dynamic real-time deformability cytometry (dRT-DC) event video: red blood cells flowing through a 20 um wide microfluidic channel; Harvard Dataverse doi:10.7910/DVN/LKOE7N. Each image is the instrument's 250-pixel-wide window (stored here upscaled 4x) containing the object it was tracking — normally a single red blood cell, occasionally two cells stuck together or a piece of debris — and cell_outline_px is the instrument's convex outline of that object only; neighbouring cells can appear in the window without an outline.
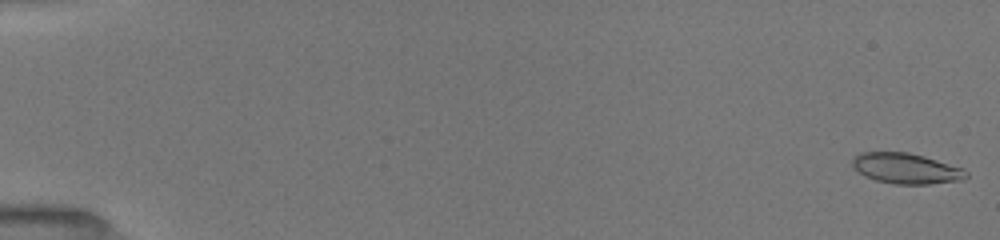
{"species": "common noctule bat (a hibernating species)", "species_latin": "Nyctalus noctula", "temperature_condition": "room temperature", "stored_images_in_passage": 15, "camera_frame_rate_fps": 3000, "um_per_image_px": 0.085, "animal": {"sex": "female", "body_mass_g": 19.5, "forearm_length_mm": 54.1}, "frame": {"image": 1, "passage_image": 1, "time_ms": 0.0, "image_size_px": [1000, 240], "cell_outline_px": [[968, 176], [964, 180], [928, 184], [896, 184], [876, 180], [864, 176], [856, 172], [852, 168], [852, 160], [860, 152], [908, 152], [924, 156], [964, 168], [968, 172]], "centroid_in_image_um": [77.02, 14.32], "position_along_channel_um": 8.0, "area_um2": 20.46}}
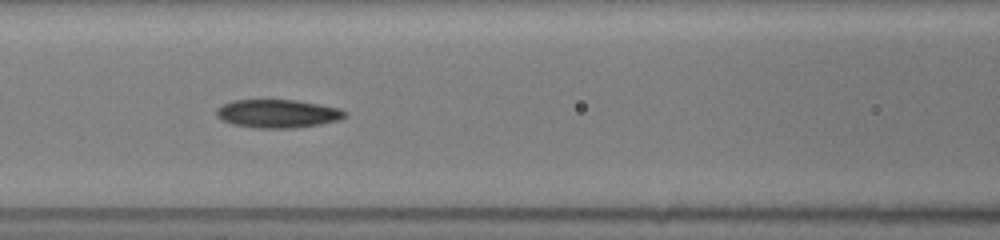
{"frame": {"image": 2, "passage_image": 9, "time_ms": 7.667, "image_size_px": [1000, 240], "cell_outline_px": [[348, 116], [340, 120], [320, 124], [292, 128], [256, 128], [232, 124], [220, 120], [216, 116], [216, 108], [232, 100], [296, 100], [320, 104], [340, 108], [348, 112]], "centroid_in_image_um": [23.62, 9.66], "position_along_channel_um": 143.0, "area_um2": 21.44}}
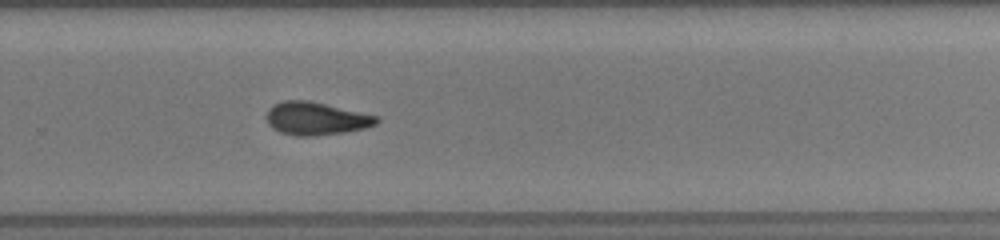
{"frame": {"image": 3, "passage_image": 15, "time_ms": 11.667, "image_size_px": [1000, 240], "cell_outline_px": [[380, 120], [376, 124], [364, 128], [344, 132], [312, 136], [296, 136], [280, 132], [272, 128], [268, 124], [264, 116], [268, 108], [272, 104], [284, 100], [308, 100], [380, 116]], "centroid_in_image_um": [26.82, 10.06], "position_along_channel_um": 303.0, "area_um2": 21.39}}